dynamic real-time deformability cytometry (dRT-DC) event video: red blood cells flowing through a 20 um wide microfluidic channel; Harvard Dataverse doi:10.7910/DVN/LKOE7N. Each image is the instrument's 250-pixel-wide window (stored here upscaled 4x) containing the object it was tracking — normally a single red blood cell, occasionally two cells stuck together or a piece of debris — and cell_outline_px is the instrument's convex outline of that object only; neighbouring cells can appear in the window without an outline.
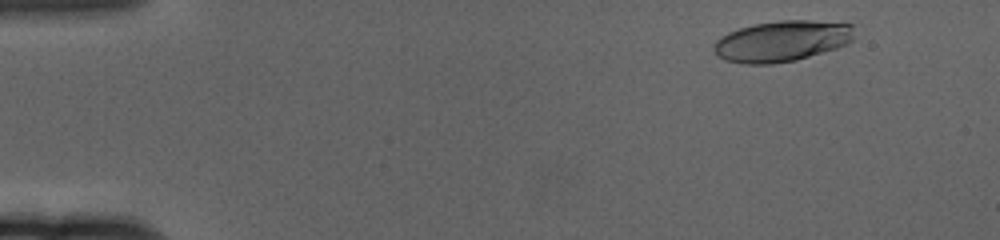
{"species": "human", "species_latin": "Homo sapiens", "temperature_condition": "cold", "stored_images_in_passage": 59, "camera_frame_rate_fps": 3000, "um_per_image_px": 0.085, "donor": {"sex": "female"}, "frame": {"image": 1, "passage_image": 5, "time_ms": 1.333, "image_size_px": [1000, 240], "cell_outline_px": [[852, 40], [848, 44], [836, 48], [796, 60], [772, 64], [744, 64], [724, 60], [716, 56], [712, 48], [716, 40], [720, 36], [728, 32], [752, 24], [780, 20], [812, 20], [852, 24]], "centroid_in_image_um": [66.41, 3.5], "position_along_channel_um": 18.6, "area_um2": 33.7}}
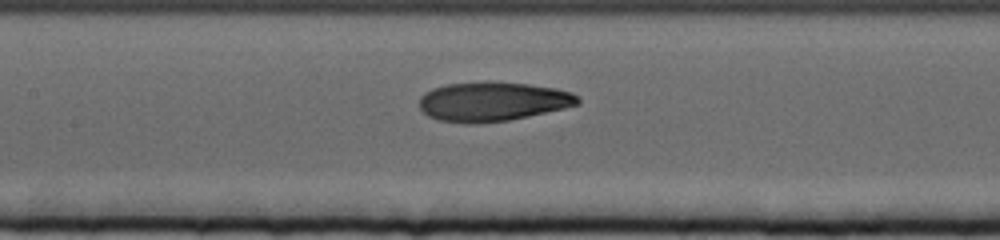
{"frame": {"image": 2, "passage_image": 28, "time_ms": 9.0, "image_size_px": [1000, 240], "cell_outline_px": [[580, 104], [564, 108], [528, 116], [508, 120], [476, 124], [468, 124], [436, 120], [428, 116], [420, 108], [420, 96], [424, 92], [432, 88], [448, 84], [528, 84], [556, 88], [572, 92], [580, 96]], "centroid_in_image_um": [41.88, 8.67], "position_along_channel_um": 165.5, "area_um2": 35.66}}
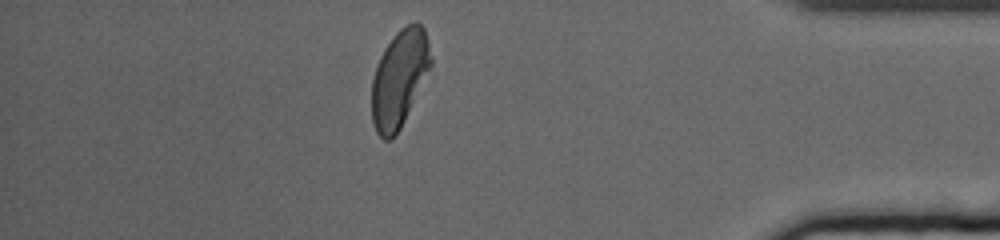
{"frame": {"image": 3, "passage_image": 52, "time_ms": 17.0, "image_size_px": [1000, 240], "cell_outline_px": [[432, 64], [400, 128], [388, 140], [384, 140], [376, 132], [372, 120], [372, 80], [380, 56], [384, 48], [396, 32], [400, 28], [416, 20], [424, 28], [428, 40], [432, 60]], "centroid_in_image_um": [33.95, 6.62], "position_along_channel_um": 401.3, "area_um2": 33.0}, "authors_computed_cell_mechanics": {"area_um2": 35.2002, "velocity_mm_per_s": 3.3741, "shape_relaxation_time_tau1_ms": 6.9962, "shape_relaxation_time_tau2_ms": 2.0801, "deformation_change_tau1": 0.2241, "deformation_change_tau2": 0.0705}}